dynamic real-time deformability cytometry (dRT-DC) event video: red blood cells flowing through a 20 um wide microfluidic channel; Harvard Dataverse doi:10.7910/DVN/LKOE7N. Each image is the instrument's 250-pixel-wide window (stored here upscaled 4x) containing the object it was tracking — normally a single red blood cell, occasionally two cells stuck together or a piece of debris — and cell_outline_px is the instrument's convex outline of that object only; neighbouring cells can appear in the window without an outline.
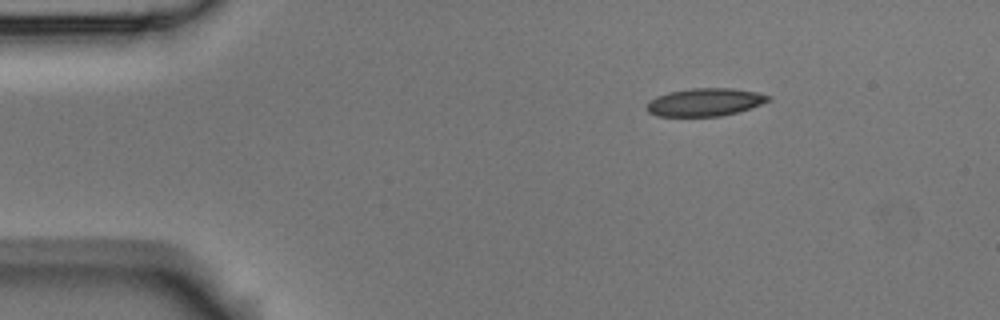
{"species": "Egyptian fruit bat (a non-hibernating species)", "species_latin": "Rousettus aegyptiacus", "temperature_condition": "room temperature", "stored_images_in_passage": 49, "camera_frame_rate_fps": 3000, "um_per_image_px": 0.085, "animal": {"sex": "male"}, "frame": {"image": 1, "passage_image": 1, "time_ms": 0.0, "image_size_px": [1000, 320], "cell_outline_px": [[772, 100], [736, 112], [720, 116], [656, 116], [648, 112], [644, 108], [648, 100], [656, 96], [668, 92], [692, 88], [732, 88], [756, 92], [772, 96]], "centroid_in_image_um": [59.86, 8.68], "position_along_channel_um": 25.1, "area_um2": 19.83}}
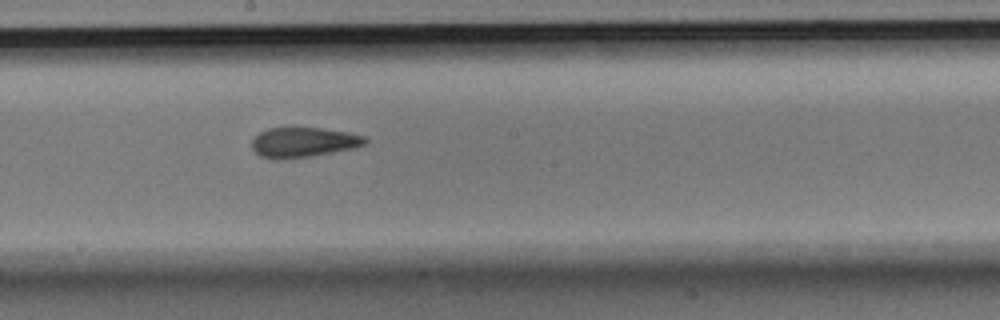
{"frame": {"image": 2, "passage_image": 23, "time_ms": 7.333, "image_size_px": [1000, 320], "cell_outline_px": [[368, 144], [356, 148], [312, 156], [284, 160], [272, 160], [260, 156], [252, 148], [252, 140], [260, 132], [268, 128], [324, 128], [348, 132], [368, 136]], "centroid_in_image_um": [25.85, 12.11], "position_along_channel_um": 222.4, "area_um2": 20.23}}
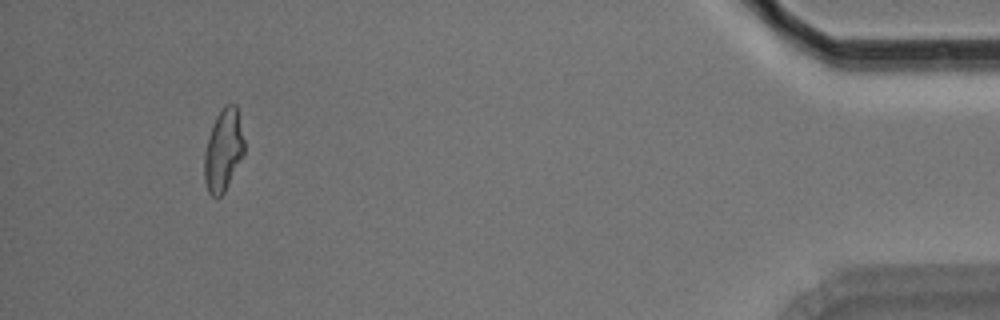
{"frame": {"image": 3, "passage_image": 45, "time_ms": 14.667, "image_size_px": [1000, 320], "cell_outline_px": [[244, 152], [224, 192], [216, 200], [208, 192], [204, 180], [204, 152], [216, 116], [224, 104], [236, 104], [244, 140]], "centroid_in_image_um": [18.97, 12.78], "position_along_channel_um": 416.2, "area_um2": 18.84}, "authors_computed_cell_mechanics": {"area_um2": 19.8254, "velocity_mm_per_s": 3.5691, "shape_relaxation_time_tau1_ms": 8.4273, "shape_relaxation_time_tau2_ms": 1.9911, "deformation_change_tau1": 0.1932, "deformation_change_tau2": 0.0947}}